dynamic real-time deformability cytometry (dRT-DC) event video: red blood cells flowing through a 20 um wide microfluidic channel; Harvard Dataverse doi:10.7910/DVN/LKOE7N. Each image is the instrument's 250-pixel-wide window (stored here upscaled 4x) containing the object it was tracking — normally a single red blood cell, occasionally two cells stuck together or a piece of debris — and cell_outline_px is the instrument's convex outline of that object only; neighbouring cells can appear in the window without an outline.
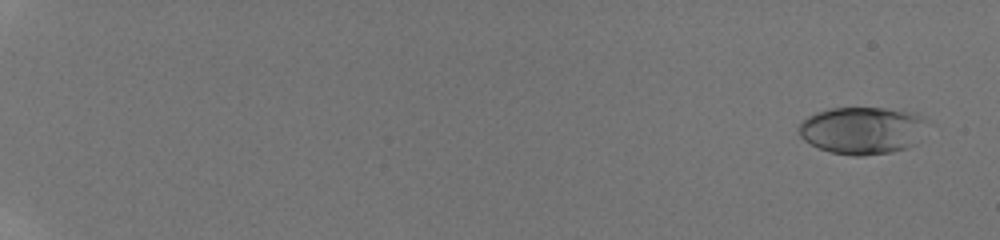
{"species": "human", "species_latin": "Homo sapiens", "temperature_condition": "room temperature", "stored_images_in_passage": 37, "camera_frame_rate_fps": 3000, "um_per_image_px": 0.085, "donor": {"sex": "male"}, "frame": {"image": 1, "passage_image": 2, "time_ms": 0.333, "image_size_px": [1000, 240], "cell_outline_px": [[928, 120], [904, 148], [892, 152], [864, 156], [852, 156], [828, 152], [804, 140], [800, 136], [800, 124], [808, 116], [816, 112], [832, 108], [884, 108], [916, 112]], "centroid_in_image_um": [73.21, 11.07], "position_along_channel_um": 11.8, "area_um2": 34.62}}
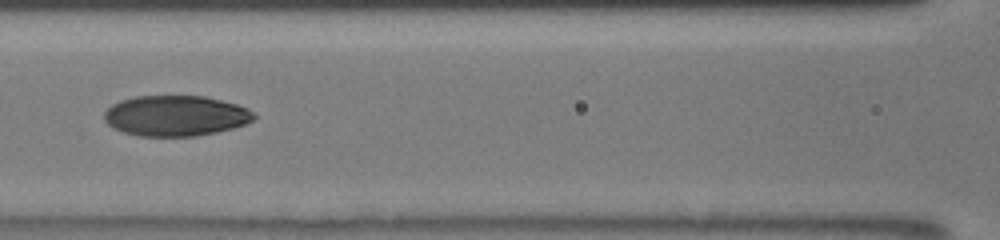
{"frame": {"image": 2, "passage_image": 19, "time_ms": 9.667, "image_size_px": [1000, 240], "cell_outline_px": [[256, 116], [252, 120], [244, 124], [232, 128], [216, 132], [196, 136], [140, 136], [124, 132], [108, 124], [104, 120], [104, 112], [112, 104], [120, 100], [136, 96], [204, 96], [236, 104], [248, 108]], "centroid_in_image_um": [14.91, 9.83], "position_along_channel_um": 151.7, "area_um2": 35.2}}
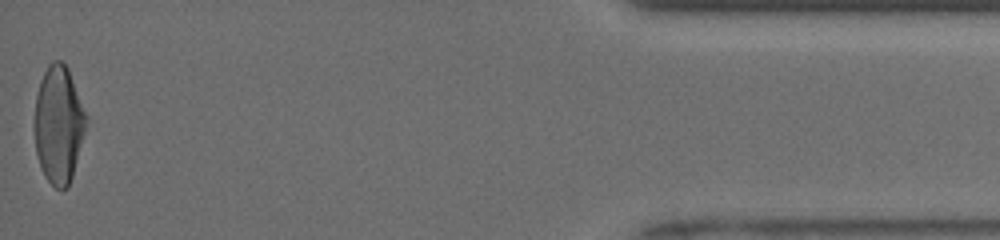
{"frame": {"image": 3, "passage_image": 37, "time_ms": 18.333, "image_size_px": [1000, 240], "cell_outline_px": [[88, 120], [72, 176], [68, 188], [56, 188], [44, 176], [40, 168], [36, 152], [32, 128], [32, 124], [36, 96], [40, 80], [48, 64], [52, 60], [60, 60], [68, 68], [88, 116]], "centroid_in_image_um": [4.95, 10.56], "position_along_channel_um": 430.2, "area_um2": 35.95}, "authors_computed_cell_mechanics": {"area_um2": 34.969, "velocity_mm_per_s": 3.9602, "shape_relaxation_time_tau1_ms": 5.6565, "shape_relaxation_time_tau2_ms": 1.3123, "deformation_change_tau1": 0.1923, "deformation_change_tau2": 0.0589}}